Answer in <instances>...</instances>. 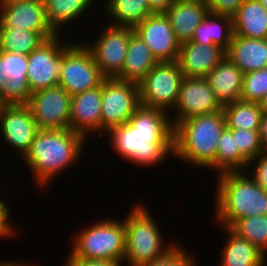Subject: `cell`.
Returning <instances> with one entry per match:
<instances>
[{"mask_svg": "<svg viewBox=\"0 0 267 266\" xmlns=\"http://www.w3.org/2000/svg\"><path fill=\"white\" fill-rule=\"evenodd\" d=\"M106 134L116 155L137 166L161 165L173 155L174 127L170 112L159 108L140 105L128 122Z\"/></svg>", "mask_w": 267, "mask_h": 266, "instance_id": "obj_1", "label": "cell"}, {"mask_svg": "<svg viewBox=\"0 0 267 266\" xmlns=\"http://www.w3.org/2000/svg\"><path fill=\"white\" fill-rule=\"evenodd\" d=\"M85 142L83 135L70 128L40 129L22 158L38 188H47L63 170L80 162Z\"/></svg>", "mask_w": 267, "mask_h": 266, "instance_id": "obj_2", "label": "cell"}, {"mask_svg": "<svg viewBox=\"0 0 267 266\" xmlns=\"http://www.w3.org/2000/svg\"><path fill=\"white\" fill-rule=\"evenodd\" d=\"M173 156L182 162L215 170L219 138L226 127L223 109L197 115L174 126Z\"/></svg>", "mask_w": 267, "mask_h": 266, "instance_id": "obj_3", "label": "cell"}, {"mask_svg": "<svg viewBox=\"0 0 267 266\" xmlns=\"http://www.w3.org/2000/svg\"><path fill=\"white\" fill-rule=\"evenodd\" d=\"M245 171L218 175L214 219L221 227L230 228L237 220L254 215H267V192Z\"/></svg>", "mask_w": 267, "mask_h": 266, "instance_id": "obj_4", "label": "cell"}, {"mask_svg": "<svg viewBox=\"0 0 267 266\" xmlns=\"http://www.w3.org/2000/svg\"><path fill=\"white\" fill-rule=\"evenodd\" d=\"M132 206L134 207L130 208L123 219L125 223L124 262L128 266H142L163 256L175 243L163 240V231H160L156 223L158 221L152 217L143 203L137 202Z\"/></svg>", "mask_w": 267, "mask_h": 266, "instance_id": "obj_5", "label": "cell"}, {"mask_svg": "<svg viewBox=\"0 0 267 266\" xmlns=\"http://www.w3.org/2000/svg\"><path fill=\"white\" fill-rule=\"evenodd\" d=\"M74 234L71 252L67 258L103 259L124 264L125 223L122 218L107 217L84 226Z\"/></svg>", "mask_w": 267, "mask_h": 266, "instance_id": "obj_6", "label": "cell"}, {"mask_svg": "<svg viewBox=\"0 0 267 266\" xmlns=\"http://www.w3.org/2000/svg\"><path fill=\"white\" fill-rule=\"evenodd\" d=\"M139 84L134 81L105 78L102 81L101 134L128 122L140 106Z\"/></svg>", "mask_w": 267, "mask_h": 266, "instance_id": "obj_7", "label": "cell"}, {"mask_svg": "<svg viewBox=\"0 0 267 266\" xmlns=\"http://www.w3.org/2000/svg\"><path fill=\"white\" fill-rule=\"evenodd\" d=\"M183 77L176 61L158 62L138 83L140 104L171 112L177 102Z\"/></svg>", "mask_w": 267, "mask_h": 266, "instance_id": "obj_8", "label": "cell"}, {"mask_svg": "<svg viewBox=\"0 0 267 266\" xmlns=\"http://www.w3.org/2000/svg\"><path fill=\"white\" fill-rule=\"evenodd\" d=\"M79 43L72 41L64 49V65L58 82L71 96L94 89L105 79L92 53L84 43Z\"/></svg>", "mask_w": 267, "mask_h": 266, "instance_id": "obj_9", "label": "cell"}, {"mask_svg": "<svg viewBox=\"0 0 267 266\" xmlns=\"http://www.w3.org/2000/svg\"><path fill=\"white\" fill-rule=\"evenodd\" d=\"M58 36L46 39L27 56V80L31 94L58 85L64 65V49L70 44V41H61Z\"/></svg>", "mask_w": 267, "mask_h": 266, "instance_id": "obj_10", "label": "cell"}, {"mask_svg": "<svg viewBox=\"0 0 267 266\" xmlns=\"http://www.w3.org/2000/svg\"><path fill=\"white\" fill-rule=\"evenodd\" d=\"M99 33L101 34L93 41L83 43L92 53L102 75L105 78H116L123 69L129 39L134 29L107 24Z\"/></svg>", "mask_w": 267, "mask_h": 266, "instance_id": "obj_11", "label": "cell"}, {"mask_svg": "<svg viewBox=\"0 0 267 266\" xmlns=\"http://www.w3.org/2000/svg\"><path fill=\"white\" fill-rule=\"evenodd\" d=\"M71 95L61 86L34 92L25 104L40 129L70 128Z\"/></svg>", "mask_w": 267, "mask_h": 266, "instance_id": "obj_12", "label": "cell"}, {"mask_svg": "<svg viewBox=\"0 0 267 266\" xmlns=\"http://www.w3.org/2000/svg\"><path fill=\"white\" fill-rule=\"evenodd\" d=\"M223 107L216 100L214 91L204 77H183L178 99L171 111L170 121L174 126L187 118L214 113ZM173 116V117H172Z\"/></svg>", "mask_w": 267, "mask_h": 266, "instance_id": "obj_13", "label": "cell"}, {"mask_svg": "<svg viewBox=\"0 0 267 266\" xmlns=\"http://www.w3.org/2000/svg\"><path fill=\"white\" fill-rule=\"evenodd\" d=\"M0 28L31 30L45 39L57 35L47 20L44 0L0 1Z\"/></svg>", "mask_w": 267, "mask_h": 266, "instance_id": "obj_14", "label": "cell"}, {"mask_svg": "<svg viewBox=\"0 0 267 266\" xmlns=\"http://www.w3.org/2000/svg\"><path fill=\"white\" fill-rule=\"evenodd\" d=\"M40 128L26 105H0V137L19 158L29 151ZM2 135V136H1Z\"/></svg>", "mask_w": 267, "mask_h": 266, "instance_id": "obj_15", "label": "cell"}, {"mask_svg": "<svg viewBox=\"0 0 267 266\" xmlns=\"http://www.w3.org/2000/svg\"><path fill=\"white\" fill-rule=\"evenodd\" d=\"M26 55L0 50V105H25L31 91Z\"/></svg>", "mask_w": 267, "mask_h": 266, "instance_id": "obj_16", "label": "cell"}, {"mask_svg": "<svg viewBox=\"0 0 267 266\" xmlns=\"http://www.w3.org/2000/svg\"><path fill=\"white\" fill-rule=\"evenodd\" d=\"M158 62L177 60L180 43L165 13H154L134 28Z\"/></svg>", "mask_w": 267, "mask_h": 266, "instance_id": "obj_17", "label": "cell"}, {"mask_svg": "<svg viewBox=\"0 0 267 266\" xmlns=\"http://www.w3.org/2000/svg\"><path fill=\"white\" fill-rule=\"evenodd\" d=\"M102 84L71 96L70 129L87 140L91 134H101Z\"/></svg>", "mask_w": 267, "mask_h": 266, "instance_id": "obj_18", "label": "cell"}, {"mask_svg": "<svg viewBox=\"0 0 267 266\" xmlns=\"http://www.w3.org/2000/svg\"><path fill=\"white\" fill-rule=\"evenodd\" d=\"M226 50L218 45L196 42L180 44L177 64L185 77H206L224 58Z\"/></svg>", "mask_w": 267, "mask_h": 266, "instance_id": "obj_19", "label": "cell"}, {"mask_svg": "<svg viewBox=\"0 0 267 266\" xmlns=\"http://www.w3.org/2000/svg\"><path fill=\"white\" fill-rule=\"evenodd\" d=\"M180 44L191 41L195 28L209 13L206 1H178L164 12Z\"/></svg>", "mask_w": 267, "mask_h": 266, "instance_id": "obj_20", "label": "cell"}, {"mask_svg": "<svg viewBox=\"0 0 267 266\" xmlns=\"http://www.w3.org/2000/svg\"><path fill=\"white\" fill-rule=\"evenodd\" d=\"M226 56L244 74L267 68V38H247L233 34Z\"/></svg>", "mask_w": 267, "mask_h": 266, "instance_id": "obj_21", "label": "cell"}, {"mask_svg": "<svg viewBox=\"0 0 267 266\" xmlns=\"http://www.w3.org/2000/svg\"><path fill=\"white\" fill-rule=\"evenodd\" d=\"M243 77L244 73L226 56L205 79L223 107L240 100Z\"/></svg>", "mask_w": 267, "mask_h": 266, "instance_id": "obj_22", "label": "cell"}, {"mask_svg": "<svg viewBox=\"0 0 267 266\" xmlns=\"http://www.w3.org/2000/svg\"><path fill=\"white\" fill-rule=\"evenodd\" d=\"M226 239L217 266H267L265 255L251 242L238 237L229 228L223 227Z\"/></svg>", "mask_w": 267, "mask_h": 266, "instance_id": "obj_23", "label": "cell"}, {"mask_svg": "<svg viewBox=\"0 0 267 266\" xmlns=\"http://www.w3.org/2000/svg\"><path fill=\"white\" fill-rule=\"evenodd\" d=\"M233 18V32L247 38H267V9L258 0H245Z\"/></svg>", "mask_w": 267, "mask_h": 266, "instance_id": "obj_24", "label": "cell"}, {"mask_svg": "<svg viewBox=\"0 0 267 266\" xmlns=\"http://www.w3.org/2000/svg\"><path fill=\"white\" fill-rule=\"evenodd\" d=\"M157 63L148 46L134 32L129 39L123 69L116 79L139 83Z\"/></svg>", "mask_w": 267, "mask_h": 266, "instance_id": "obj_25", "label": "cell"}, {"mask_svg": "<svg viewBox=\"0 0 267 266\" xmlns=\"http://www.w3.org/2000/svg\"><path fill=\"white\" fill-rule=\"evenodd\" d=\"M233 34L232 17L209 12L195 28L191 42L218 45L227 51Z\"/></svg>", "mask_w": 267, "mask_h": 266, "instance_id": "obj_26", "label": "cell"}, {"mask_svg": "<svg viewBox=\"0 0 267 266\" xmlns=\"http://www.w3.org/2000/svg\"><path fill=\"white\" fill-rule=\"evenodd\" d=\"M95 0H44L47 20L51 28L59 34L62 27H68L80 18L85 17V12H90ZM67 25V26H66ZM60 31V32H59Z\"/></svg>", "mask_w": 267, "mask_h": 266, "instance_id": "obj_27", "label": "cell"}, {"mask_svg": "<svg viewBox=\"0 0 267 266\" xmlns=\"http://www.w3.org/2000/svg\"><path fill=\"white\" fill-rule=\"evenodd\" d=\"M104 8L113 26L134 28L154 14L147 0H111Z\"/></svg>", "mask_w": 267, "mask_h": 266, "instance_id": "obj_28", "label": "cell"}, {"mask_svg": "<svg viewBox=\"0 0 267 266\" xmlns=\"http://www.w3.org/2000/svg\"><path fill=\"white\" fill-rule=\"evenodd\" d=\"M249 162L240 154L236 147L235 136L227 126L219 138L215 155V175L225 172H248ZM247 169V170H246Z\"/></svg>", "mask_w": 267, "mask_h": 266, "instance_id": "obj_29", "label": "cell"}, {"mask_svg": "<svg viewBox=\"0 0 267 266\" xmlns=\"http://www.w3.org/2000/svg\"><path fill=\"white\" fill-rule=\"evenodd\" d=\"M229 129L259 130L263 110L257 102L234 101L223 106Z\"/></svg>", "mask_w": 267, "mask_h": 266, "instance_id": "obj_30", "label": "cell"}, {"mask_svg": "<svg viewBox=\"0 0 267 266\" xmlns=\"http://www.w3.org/2000/svg\"><path fill=\"white\" fill-rule=\"evenodd\" d=\"M46 39L39 33L17 28H0V50L28 56Z\"/></svg>", "mask_w": 267, "mask_h": 266, "instance_id": "obj_31", "label": "cell"}, {"mask_svg": "<svg viewBox=\"0 0 267 266\" xmlns=\"http://www.w3.org/2000/svg\"><path fill=\"white\" fill-rule=\"evenodd\" d=\"M229 229L238 237L251 242L267 257V215L239 219Z\"/></svg>", "mask_w": 267, "mask_h": 266, "instance_id": "obj_32", "label": "cell"}, {"mask_svg": "<svg viewBox=\"0 0 267 266\" xmlns=\"http://www.w3.org/2000/svg\"><path fill=\"white\" fill-rule=\"evenodd\" d=\"M267 93V68L244 74L241 101L259 103Z\"/></svg>", "mask_w": 267, "mask_h": 266, "instance_id": "obj_33", "label": "cell"}, {"mask_svg": "<svg viewBox=\"0 0 267 266\" xmlns=\"http://www.w3.org/2000/svg\"><path fill=\"white\" fill-rule=\"evenodd\" d=\"M231 131L235 136L236 147L248 162L265 150L259 130L231 129Z\"/></svg>", "mask_w": 267, "mask_h": 266, "instance_id": "obj_34", "label": "cell"}, {"mask_svg": "<svg viewBox=\"0 0 267 266\" xmlns=\"http://www.w3.org/2000/svg\"><path fill=\"white\" fill-rule=\"evenodd\" d=\"M196 259L175 240V245L163 256L142 266H196Z\"/></svg>", "mask_w": 267, "mask_h": 266, "instance_id": "obj_35", "label": "cell"}, {"mask_svg": "<svg viewBox=\"0 0 267 266\" xmlns=\"http://www.w3.org/2000/svg\"><path fill=\"white\" fill-rule=\"evenodd\" d=\"M253 164L255 165L252 166ZM248 168L251 169L250 171L253 170L250 176L267 192V149L262 151L255 159L251 160Z\"/></svg>", "mask_w": 267, "mask_h": 266, "instance_id": "obj_36", "label": "cell"}, {"mask_svg": "<svg viewBox=\"0 0 267 266\" xmlns=\"http://www.w3.org/2000/svg\"><path fill=\"white\" fill-rule=\"evenodd\" d=\"M245 0H206L209 12L233 17Z\"/></svg>", "mask_w": 267, "mask_h": 266, "instance_id": "obj_37", "label": "cell"}, {"mask_svg": "<svg viewBox=\"0 0 267 266\" xmlns=\"http://www.w3.org/2000/svg\"><path fill=\"white\" fill-rule=\"evenodd\" d=\"M2 197L0 195V238L7 239V237H13L16 234L15 230L17 228L14 229L13 223L9 220L11 218V210L9 209L8 203L6 204V200Z\"/></svg>", "mask_w": 267, "mask_h": 266, "instance_id": "obj_38", "label": "cell"}, {"mask_svg": "<svg viewBox=\"0 0 267 266\" xmlns=\"http://www.w3.org/2000/svg\"><path fill=\"white\" fill-rule=\"evenodd\" d=\"M64 264L65 266H123L117 261L82 258H67Z\"/></svg>", "mask_w": 267, "mask_h": 266, "instance_id": "obj_39", "label": "cell"}, {"mask_svg": "<svg viewBox=\"0 0 267 266\" xmlns=\"http://www.w3.org/2000/svg\"><path fill=\"white\" fill-rule=\"evenodd\" d=\"M154 13H164L175 0H147Z\"/></svg>", "mask_w": 267, "mask_h": 266, "instance_id": "obj_40", "label": "cell"}, {"mask_svg": "<svg viewBox=\"0 0 267 266\" xmlns=\"http://www.w3.org/2000/svg\"><path fill=\"white\" fill-rule=\"evenodd\" d=\"M260 138L265 149H267V111H263L260 128Z\"/></svg>", "mask_w": 267, "mask_h": 266, "instance_id": "obj_41", "label": "cell"}, {"mask_svg": "<svg viewBox=\"0 0 267 266\" xmlns=\"http://www.w3.org/2000/svg\"><path fill=\"white\" fill-rule=\"evenodd\" d=\"M19 262H17V260H16V262H15V260H8V261L4 260V261H0V266H26L27 265L24 263V261L23 262L19 261Z\"/></svg>", "mask_w": 267, "mask_h": 266, "instance_id": "obj_42", "label": "cell"}, {"mask_svg": "<svg viewBox=\"0 0 267 266\" xmlns=\"http://www.w3.org/2000/svg\"><path fill=\"white\" fill-rule=\"evenodd\" d=\"M259 106L263 111H267V93L260 100Z\"/></svg>", "mask_w": 267, "mask_h": 266, "instance_id": "obj_43", "label": "cell"}, {"mask_svg": "<svg viewBox=\"0 0 267 266\" xmlns=\"http://www.w3.org/2000/svg\"><path fill=\"white\" fill-rule=\"evenodd\" d=\"M267 9V0H258Z\"/></svg>", "mask_w": 267, "mask_h": 266, "instance_id": "obj_44", "label": "cell"}, {"mask_svg": "<svg viewBox=\"0 0 267 266\" xmlns=\"http://www.w3.org/2000/svg\"><path fill=\"white\" fill-rule=\"evenodd\" d=\"M106 2H103L104 3V7L111 1V0H105Z\"/></svg>", "mask_w": 267, "mask_h": 266, "instance_id": "obj_45", "label": "cell"}, {"mask_svg": "<svg viewBox=\"0 0 267 266\" xmlns=\"http://www.w3.org/2000/svg\"><path fill=\"white\" fill-rule=\"evenodd\" d=\"M178 1H187V0H178ZM190 1H206V0H190Z\"/></svg>", "mask_w": 267, "mask_h": 266, "instance_id": "obj_46", "label": "cell"}]
</instances>
